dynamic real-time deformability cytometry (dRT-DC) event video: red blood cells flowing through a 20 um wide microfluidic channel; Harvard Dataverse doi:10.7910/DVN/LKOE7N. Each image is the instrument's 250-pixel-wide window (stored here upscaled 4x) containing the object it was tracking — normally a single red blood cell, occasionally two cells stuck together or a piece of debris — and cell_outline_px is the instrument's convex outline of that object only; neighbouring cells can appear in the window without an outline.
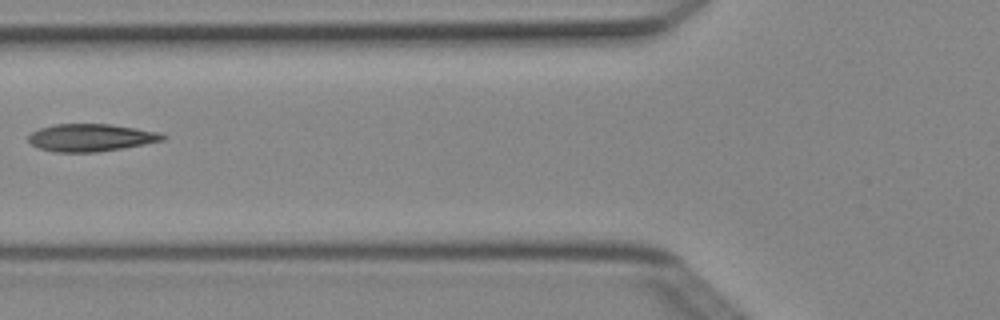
{"species": "Egyptian fruit bat (a non-hibernating species)", "species_latin": "Rousettus aegyptiacus", "temperature_condition": "cold", "stored_images_in_passage": 7, "camera_frame_rate_fps": 3000, "um_per_image_px": 0.085, "animal": {"sex": "female"}, "frame": {"image": 1, "passage_image": 6, "time_ms": 1.667, "image_size_px": [1000, 320], "cell_outline_px": [[168, 136], [164, 140], [144, 144], [96, 152], [56, 152], [40, 148], [32, 144], [28, 140], [28, 136], [32, 132], [40, 128], [56, 124], [108, 124], [136, 128], [160, 132]], "centroid_in_image_um": [7.74, 11.69], "position_along_channel_um": 118.1, "area_um2": 21.33}}
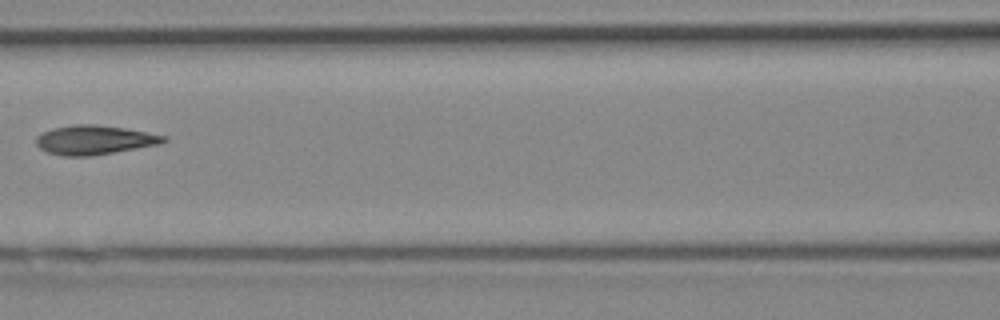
{"frame": {"image": 2, "passage_image": 7, "time_ms": 2.0, "image_size_px": [1000, 320], "cell_outline_px": [[168, 140], [160, 144], [92, 156], [64, 156], [48, 152], [40, 148], [36, 144], [36, 136], [52, 128], [72, 124], [92, 124], [124, 128], [168, 136]], "centroid_in_image_um": [8.03, 11.89], "position_along_channel_um": 158.6, "area_um2": 21.68}}